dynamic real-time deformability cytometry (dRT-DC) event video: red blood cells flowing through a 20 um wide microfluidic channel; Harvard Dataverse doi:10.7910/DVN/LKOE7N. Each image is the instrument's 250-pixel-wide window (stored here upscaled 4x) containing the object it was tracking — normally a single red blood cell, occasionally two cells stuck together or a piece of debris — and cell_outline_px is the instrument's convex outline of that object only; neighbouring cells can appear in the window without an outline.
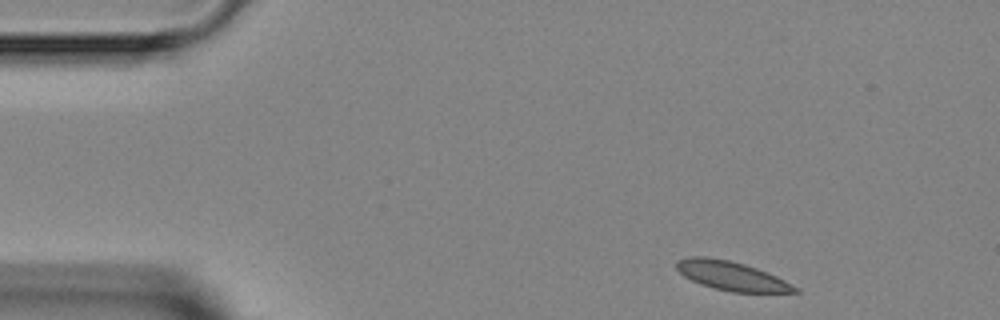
{"species": "Egyptian fruit bat (a non-hibernating species)", "species_latin": "Rousettus aegyptiacus", "temperature_condition": "room temperature", "stored_images_in_passage": 4, "segment_of_instrument_passage": [1, 2], "camera_frame_rate_fps": 3000, "um_per_image_px": 0.085, "animal": {"sex": "female"}, "frame": {"image": 1, "passage_image": 1, "time_ms": 0.0, "image_size_px": [1000, 320], "cell_outline_px": [[800, 292], [732, 292], [700, 284], [684, 276], [676, 268], [676, 260], [688, 256], [704, 256], [728, 260], [744, 264], [756, 268], [776, 276], [800, 288]], "centroid_in_image_um": [62.16, 23.44], "position_along_channel_um": 22.8, "area_um2": 19.88}}